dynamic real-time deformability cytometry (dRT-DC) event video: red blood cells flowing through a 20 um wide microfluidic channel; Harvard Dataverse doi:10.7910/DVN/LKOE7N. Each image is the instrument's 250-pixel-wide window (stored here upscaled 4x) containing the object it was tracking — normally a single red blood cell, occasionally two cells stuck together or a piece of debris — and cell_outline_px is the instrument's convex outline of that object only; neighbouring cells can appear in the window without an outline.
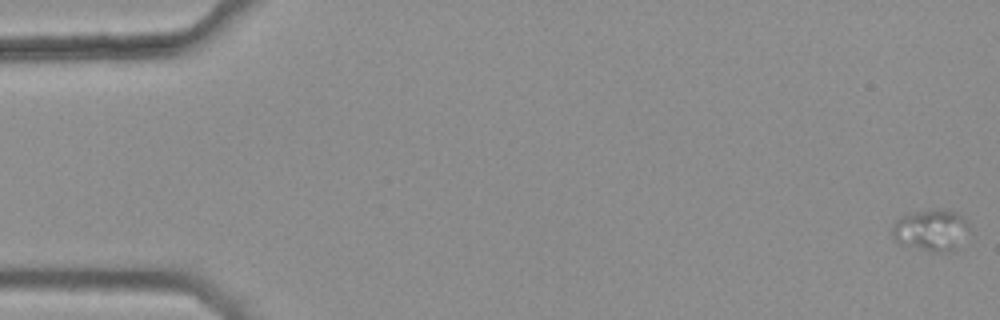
{"species": "common noctule bat (a hibernating species)", "species_latin": "Nyctalus noctula", "temperature_condition": "warm", "stored_images_in_passage": 5, "camera_frame_rate_fps": 3000, "um_per_image_px": 0.085, "animal": {"sex": "female", "body_mass_g": 25.1}, "frame": {"image": 1, "passage_image": 1, "time_ms": 0.0, "image_size_px": [1000, 320], "cell_outline_px": [[972, 232], [952, 248], [932, 252], [900, 244], [892, 236], [892, 228], [896, 220], [912, 212], [932, 208], [940, 208], [956, 212], [968, 220]], "centroid_in_image_um": [79.17, 19.51], "position_along_channel_um": 5.8, "area_um2": 18.67}}
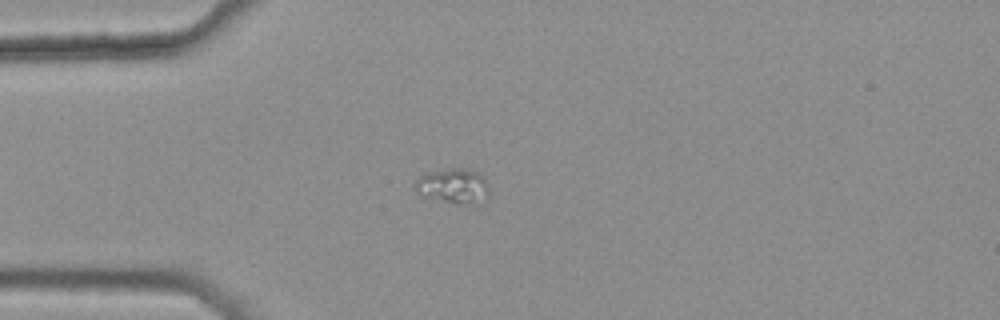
{"frame": {"image": 2, "passage_image": 5, "time_ms": 1.333, "image_size_px": [1000, 320], "cell_outline_px": [[488, 196], [456, 204], [420, 196], [416, 192], [412, 184], [420, 176], [432, 172], [452, 168], [464, 168], [476, 172], [484, 180], [488, 188]], "centroid_in_image_um": [38.4, 15.79], "position_along_channel_um": 46.6, "area_um2": 14.45}}